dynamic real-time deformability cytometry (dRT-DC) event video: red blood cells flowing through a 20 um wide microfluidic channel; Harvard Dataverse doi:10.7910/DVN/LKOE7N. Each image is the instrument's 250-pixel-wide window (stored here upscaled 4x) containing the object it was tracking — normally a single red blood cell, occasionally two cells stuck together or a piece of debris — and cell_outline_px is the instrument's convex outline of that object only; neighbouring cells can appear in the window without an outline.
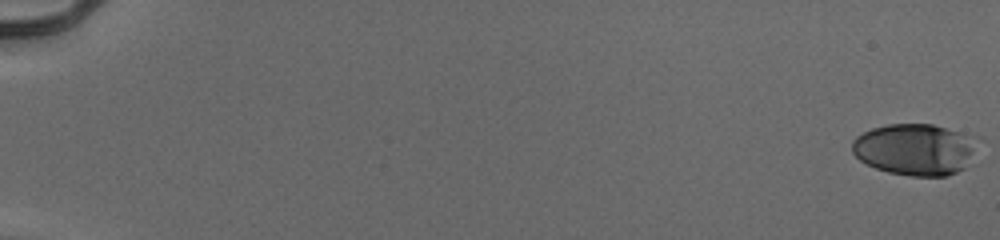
{"species": "human", "species_latin": "Homo sapiens", "temperature_condition": "cold", "stored_images_in_passage": 56, "camera_frame_rate_fps": 3000, "um_per_image_px": 0.085, "donor": {"sex": "male"}, "frame": {"image": 1, "passage_image": 1, "time_ms": 0.0, "image_size_px": [1000, 240], "cell_outline_px": [[980, 136], [964, 168], [948, 176], [912, 176], [888, 172], [876, 168], [860, 160], [852, 152], [852, 140], [856, 136], [872, 128], [888, 124], [932, 124]], "centroid_in_image_um": [77.78, 12.68], "position_along_channel_um": 7.2, "area_um2": 37.8}}
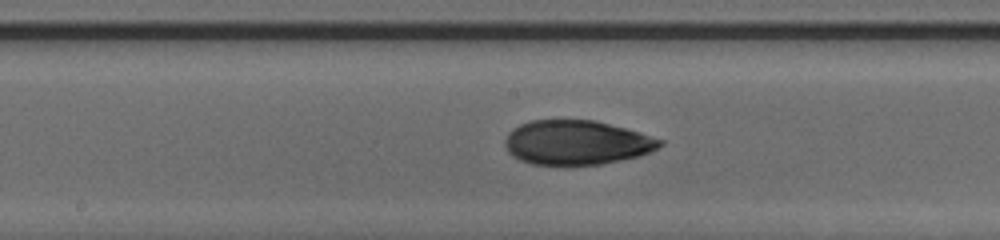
{"frame": {"image": 2, "passage_image": 32, "time_ms": 10.333, "image_size_px": [1000, 240], "cell_outline_px": [[664, 144], [640, 156], [600, 164], [532, 164], [520, 160], [512, 156], [508, 152], [504, 144], [504, 140], [508, 132], [512, 128], [528, 120], [596, 120], [624, 128], [664, 140]], "centroid_in_image_um": [48.96, 12.1], "position_along_channel_um": 199.2, "area_um2": 39.94}}
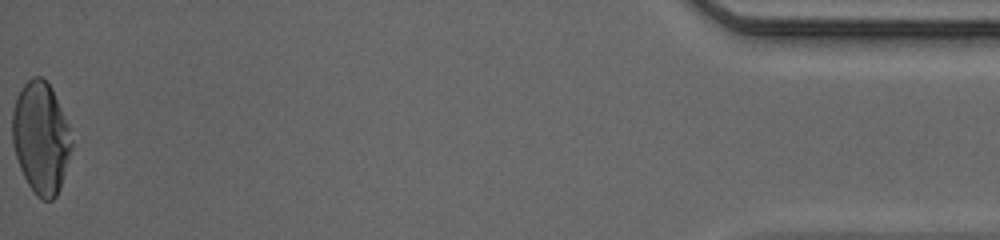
{"frame": {"image": 3, "passage_image": 56, "time_ms": 18.333, "image_size_px": [1000, 240], "cell_outline_px": [[72, 144], [60, 188], [56, 196], [52, 200], [44, 200], [36, 196], [28, 184], [20, 168], [12, 144], [12, 112], [20, 88], [32, 76], [40, 76], [52, 88], [68, 128], [72, 140]], "centroid_in_image_um": [3.44, 11.72], "position_along_channel_um": 431.8, "area_um2": 38.09}, "authors_computed_cell_mechanics": {"area_um2": 38.2925, "velocity_mm_per_s": 3.9489, "shape_relaxation_time_tau1_ms": 10.1055, "shape_relaxation_time_tau2_ms": 1.8297, "deformation_change_tau1": 0.2988, "deformation_change_tau2": 0.0607}}